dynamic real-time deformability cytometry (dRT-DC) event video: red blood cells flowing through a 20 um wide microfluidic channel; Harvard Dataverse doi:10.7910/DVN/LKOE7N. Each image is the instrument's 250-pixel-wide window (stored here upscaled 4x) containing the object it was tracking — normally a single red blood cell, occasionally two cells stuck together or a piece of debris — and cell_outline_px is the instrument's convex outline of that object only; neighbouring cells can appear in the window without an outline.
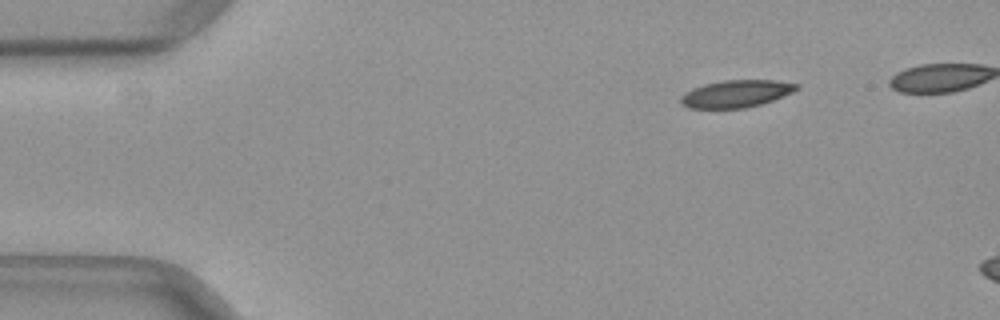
{"species": "common noctule bat (a hibernating species)", "species_latin": "Nyctalus noctula", "temperature_condition": "warm", "stored_images_in_passage": 6, "camera_frame_rate_fps": 3000, "um_per_image_px": 0.085, "animal": {"sex": "female", "body_mass_g": 29.2, "forearm_length_mm": 56.3}, "frame": {"image": 1, "passage_image": 1, "time_ms": 0.0, "image_size_px": [1000, 320], "cell_outline_px": [[800, 88], [784, 96], [760, 104], [744, 108], [688, 108], [680, 104], [680, 96], [684, 92], [692, 88], [704, 84], [724, 80], [776, 80], [800, 84]], "centroid_in_image_um": [62.56, 7.96], "position_along_channel_um": 22.4, "area_um2": 18.55}}